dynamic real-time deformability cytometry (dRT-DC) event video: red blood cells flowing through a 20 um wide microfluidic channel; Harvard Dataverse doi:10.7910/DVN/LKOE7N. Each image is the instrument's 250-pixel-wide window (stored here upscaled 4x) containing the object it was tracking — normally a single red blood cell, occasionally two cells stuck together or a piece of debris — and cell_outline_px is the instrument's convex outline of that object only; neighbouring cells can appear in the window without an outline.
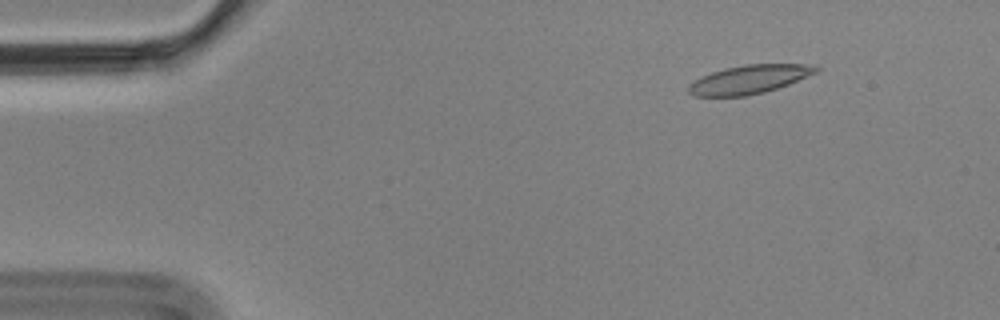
{"species": "Egyptian fruit bat (a non-hibernating species)", "species_latin": "Rousettus aegyptiacus", "temperature_condition": "cold", "stored_images_in_passage": 7, "camera_frame_rate_fps": 3000, "um_per_image_px": 0.085, "animal": {"sex": "male"}, "frame": {"image": 1, "passage_image": 1, "time_ms": 0.0, "image_size_px": [1000, 320], "cell_outline_px": [[820, 68], [816, 72], [788, 84], [764, 92], [748, 96], [692, 96], [688, 92], [688, 84], [700, 76], [724, 68], [744, 64], [816, 64]], "centroid_in_image_um": [63.65, 6.74], "position_along_channel_um": 21.4, "area_um2": 21.33}}
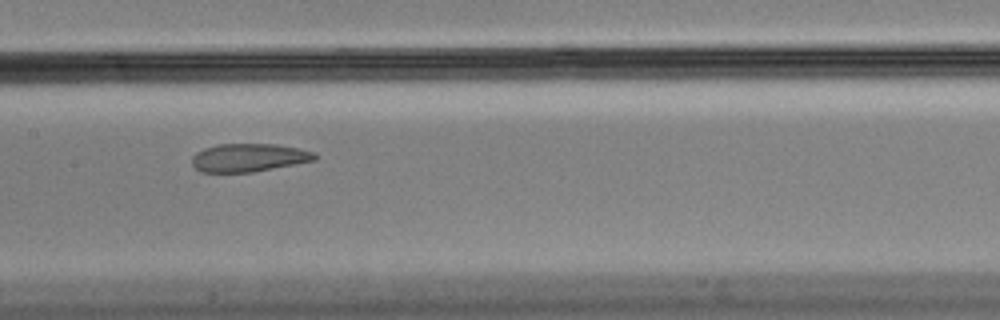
{"frame": {"image": 2, "passage_image": 7, "time_ms": 2.0, "image_size_px": [1000, 320], "cell_outline_px": [[320, 156], [316, 160], [252, 172], [200, 172], [192, 164], [192, 156], [196, 152], [204, 148], [216, 144], [276, 144], [316, 152]], "centroid_in_image_um": [21.15, 13.39], "position_along_channel_um": 186.2, "area_um2": 20.23}}